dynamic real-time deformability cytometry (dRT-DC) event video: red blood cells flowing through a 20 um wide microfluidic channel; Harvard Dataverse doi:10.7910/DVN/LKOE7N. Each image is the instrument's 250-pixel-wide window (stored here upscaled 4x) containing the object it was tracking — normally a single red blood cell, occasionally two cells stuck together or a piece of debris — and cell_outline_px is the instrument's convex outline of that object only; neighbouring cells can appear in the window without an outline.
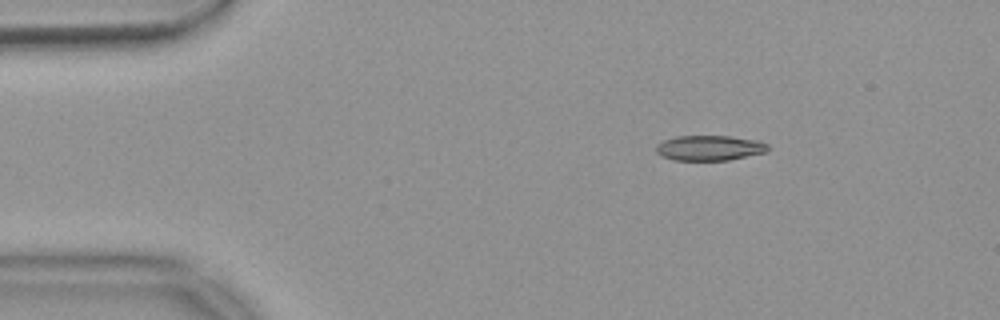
{"species": "common noctule bat (a hibernating species)", "species_latin": "Nyctalus noctula", "temperature_condition": "warm", "stored_images_in_passage": 47, "camera_frame_rate_fps": 3000, "um_per_image_px": 0.085, "animal": {"sex": "female", "body_mass_g": 18.4}, "frame": {"image": 1, "passage_image": 1, "time_ms": 0.0, "image_size_px": [1000, 320], "cell_outline_px": [[768, 152], [728, 160], [672, 160], [656, 152], [656, 144], [664, 140], [676, 136], [728, 136], [756, 140], [768, 144]], "centroid_in_image_um": [60.31, 12.57], "position_along_channel_um": 24.7, "area_um2": 16.36}}
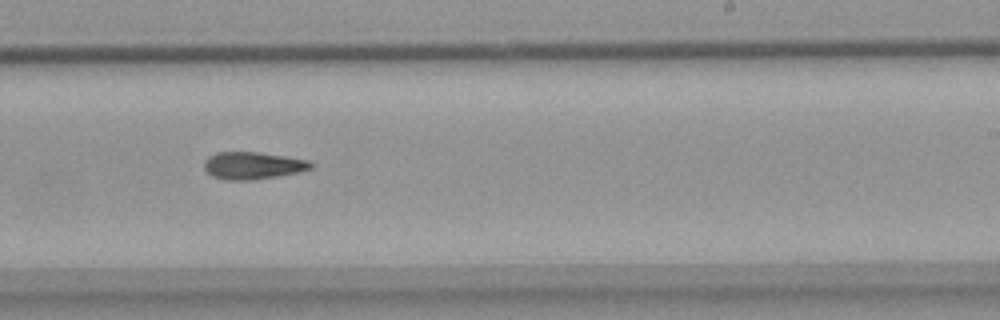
{"frame": {"image": 2, "passage_image": 26, "time_ms": 8.333, "image_size_px": [1000, 320], "cell_outline_px": [[312, 168], [296, 172], [276, 176], [252, 180], [224, 180], [212, 176], [204, 168], [204, 160], [208, 156], [216, 152], [256, 152], [284, 156], [308, 160], [312, 164]], "centroid_in_image_um": [21.42, 14.07], "position_along_channel_um": 267.6, "area_um2": 16.82}}
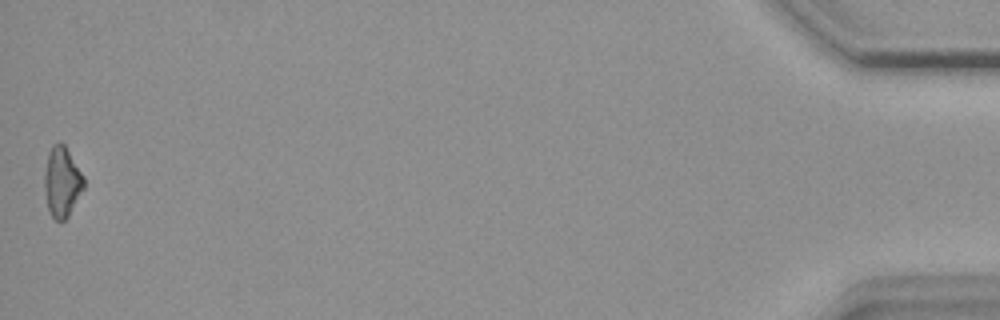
{"frame": {"image": 3, "passage_image": 47, "time_ms": 15.333, "image_size_px": [1000, 320], "cell_outline_px": [[84, 188], [68, 216], [64, 220], [56, 220], [52, 216], [48, 208], [44, 188], [44, 172], [48, 152], [52, 144], [60, 140], [64, 144], [84, 176]], "centroid_in_image_um": [5.26, 15.42], "position_along_channel_um": 429.9, "area_um2": 16.13}}